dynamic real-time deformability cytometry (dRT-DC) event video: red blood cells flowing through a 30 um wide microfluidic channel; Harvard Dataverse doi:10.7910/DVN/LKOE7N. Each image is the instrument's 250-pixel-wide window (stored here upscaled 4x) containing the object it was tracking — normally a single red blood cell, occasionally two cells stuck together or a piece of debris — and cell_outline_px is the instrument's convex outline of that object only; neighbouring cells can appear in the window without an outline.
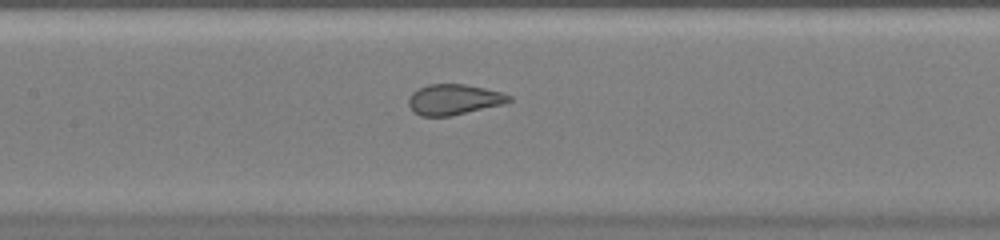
{"species": "common noctule bat (a hibernating species)", "species_latin": "Nyctalus noctula", "temperature_condition": "warm", "stored_images_in_passage": 47, "camera_frame_rate_fps": 3000, "um_per_image_px": 0.085, "animal": {"sex": "female", "body_mass_g": 20.0, "forearm_length_mm": 54.0}, "frame": {"image": 1, "passage_image": 23, "time_ms": 7.333, "image_size_px": [1000, 240], "cell_outline_px": [[512, 100], [504, 104], [452, 116], [420, 116], [412, 112], [408, 104], [408, 100], [412, 92], [428, 84], [464, 84], [484, 88], [500, 92], [512, 96]], "centroid_in_image_um": [38.57, 8.47], "position_along_channel_um": 168.8, "area_um2": 17.98}}
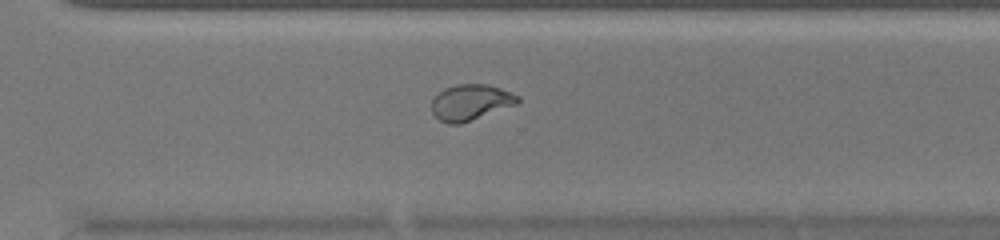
{"frame": {"image": 2, "passage_image": 34, "time_ms": 11.0, "image_size_px": [1000, 240], "cell_outline_px": [[520, 100], [516, 104], [460, 124], [448, 124], [440, 120], [432, 112], [432, 100], [444, 88], [456, 84], [488, 84], [512, 92], [520, 96]], "centroid_in_image_um": [40.01, 8.68], "position_along_channel_um": 330.6, "area_um2": 17.86}}
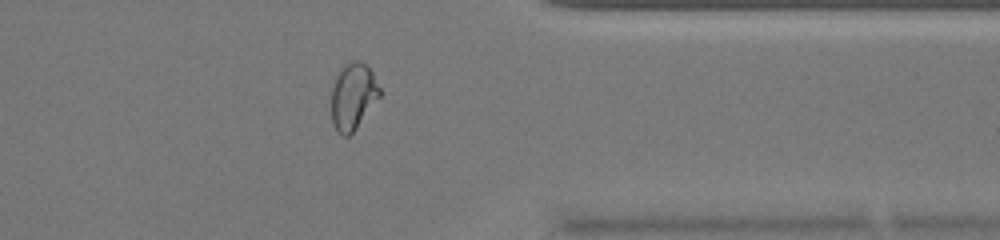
{"frame": {"image": 3, "passage_image": 38, "time_ms": 12.333, "image_size_px": [1000, 240], "cell_outline_px": [[380, 96], [356, 128], [348, 136], [344, 136], [332, 124], [332, 88], [336, 76], [344, 64], [352, 60], [360, 60], [372, 72], [380, 88]], "centroid_in_image_um": [30.01, 8.16], "position_along_channel_um": 381.4, "area_um2": 18.44}}